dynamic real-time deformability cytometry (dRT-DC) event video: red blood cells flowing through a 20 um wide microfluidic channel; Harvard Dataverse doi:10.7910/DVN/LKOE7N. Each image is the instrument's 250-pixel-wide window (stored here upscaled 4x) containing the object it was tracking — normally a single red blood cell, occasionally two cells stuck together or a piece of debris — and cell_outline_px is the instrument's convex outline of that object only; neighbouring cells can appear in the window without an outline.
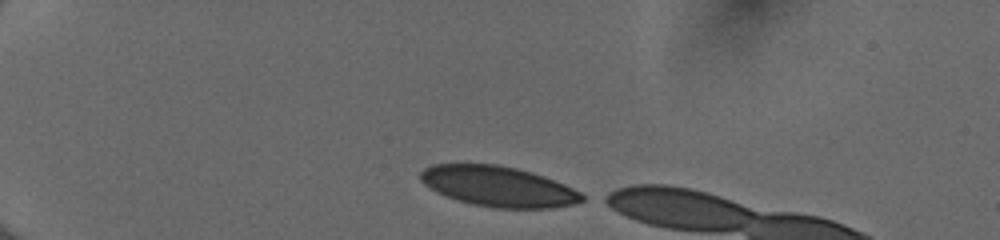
{"species": "human", "species_latin": "Homo sapiens", "temperature_condition": "cold", "stored_images_in_passage": 9, "camera_frame_rate_fps": 3000, "um_per_image_px": 0.085, "donor": {"sex": "female"}, "frame": {"image": 1, "passage_image": 1, "time_ms": 0.0, "image_size_px": [1000, 240], "cell_outline_px": [[584, 200], [572, 204], [552, 208], [492, 208], [472, 204], [456, 200], [436, 192], [424, 184], [420, 180], [420, 172], [424, 168], [432, 164], [496, 164], [516, 168], [532, 172], [544, 176], [564, 184], [580, 192], [584, 196]], "centroid_in_image_um": [42.33, 15.84], "position_along_channel_um": 42.7, "area_um2": 38.03}}
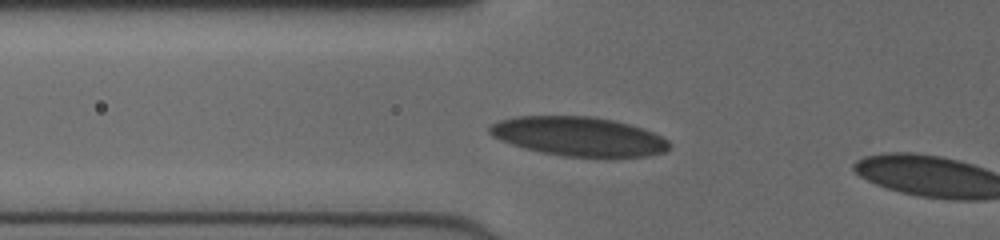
{"frame": {"image": 2, "passage_image": 8, "time_ms": 2.333, "image_size_px": [1000, 240], "cell_outline_px": [[672, 144], [664, 152], [648, 156], [564, 156], [540, 152], [524, 148], [500, 140], [492, 136], [488, 132], [488, 128], [492, 124], [500, 120], [520, 116], [592, 116], [612, 120], [628, 124], [652, 132], [668, 140]], "centroid_in_image_um": [49.16, 11.59], "position_along_channel_um": 76.6, "area_um2": 40.63}}